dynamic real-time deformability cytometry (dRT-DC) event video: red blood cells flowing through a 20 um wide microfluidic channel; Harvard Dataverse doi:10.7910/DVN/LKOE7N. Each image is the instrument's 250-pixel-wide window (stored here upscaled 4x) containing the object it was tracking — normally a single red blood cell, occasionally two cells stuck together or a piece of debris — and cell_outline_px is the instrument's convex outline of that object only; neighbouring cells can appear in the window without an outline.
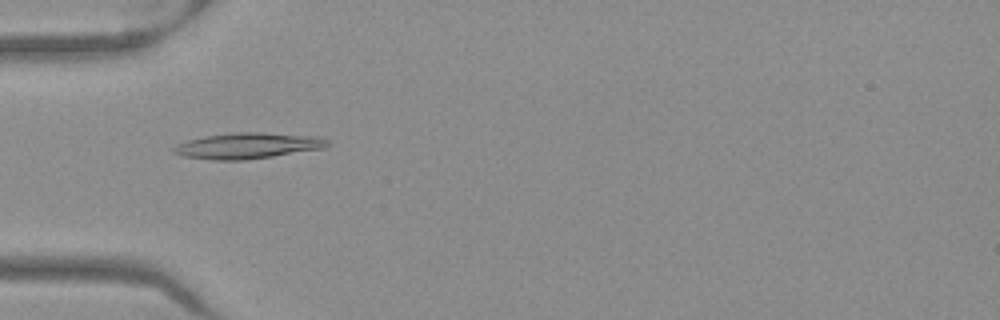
{"species": "Egyptian fruit bat (a non-hibernating species)", "species_latin": "Rousettus aegyptiacus", "temperature_condition": "warm", "stored_images_in_passage": 36, "camera_frame_rate_fps": 3000, "um_per_image_px": 0.085, "frame": {"image": 1, "passage_image": 1, "time_ms": 0.0, "image_size_px": [1000, 320], "cell_outline_px": [[332, 144], [324, 148], [272, 156], [244, 160], [212, 160], [184, 156], [172, 152], [172, 148], [176, 144], [188, 140], [204, 136], [236, 132], [260, 132], [320, 136], [328, 140]], "centroid_in_image_um": [21.07, 12.38], "position_along_channel_um": 63.9, "area_um2": 23.29}}
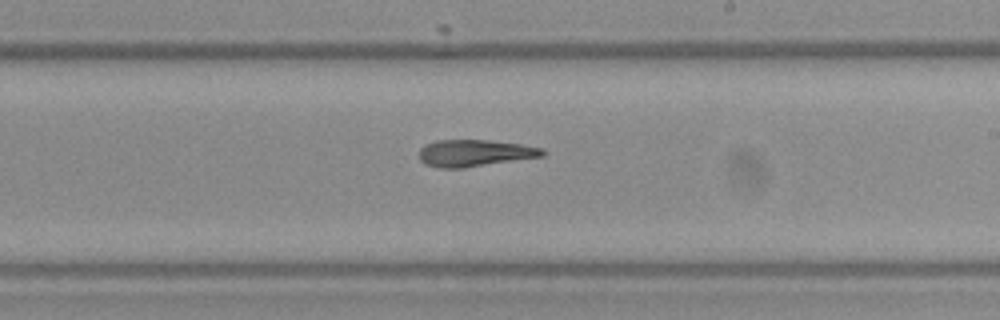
{"frame": {"image": 2, "passage_image": 15, "time_ms": 4.667, "image_size_px": [1000, 320], "cell_outline_px": [[548, 152], [544, 156], [464, 168], [440, 168], [424, 164], [420, 160], [420, 148], [424, 144], [436, 140], [488, 140], [520, 144], [544, 148]], "centroid_in_image_um": [40.36, 13.01], "position_along_channel_um": 248.6, "area_um2": 19.48}}
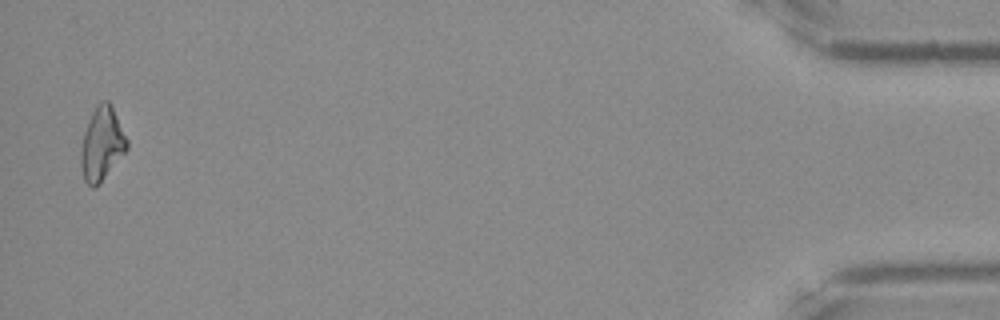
{"frame": {"image": 3, "passage_image": 35, "time_ms": 11.333, "image_size_px": [1000, 320], "cell_outline_px": [[128, 148], [100, 184], [96, 188], [92, 188], [84, 180], [80, 164], [80, 148], [84, 132], [92, 112], [96, 104], [104, 100], [108, 100], [112, 104], [128, 140]], "centroid_in_image_um": [8.65, 12.23], "position_along_channel_um": 426.5, "area_um2": 19.94}}